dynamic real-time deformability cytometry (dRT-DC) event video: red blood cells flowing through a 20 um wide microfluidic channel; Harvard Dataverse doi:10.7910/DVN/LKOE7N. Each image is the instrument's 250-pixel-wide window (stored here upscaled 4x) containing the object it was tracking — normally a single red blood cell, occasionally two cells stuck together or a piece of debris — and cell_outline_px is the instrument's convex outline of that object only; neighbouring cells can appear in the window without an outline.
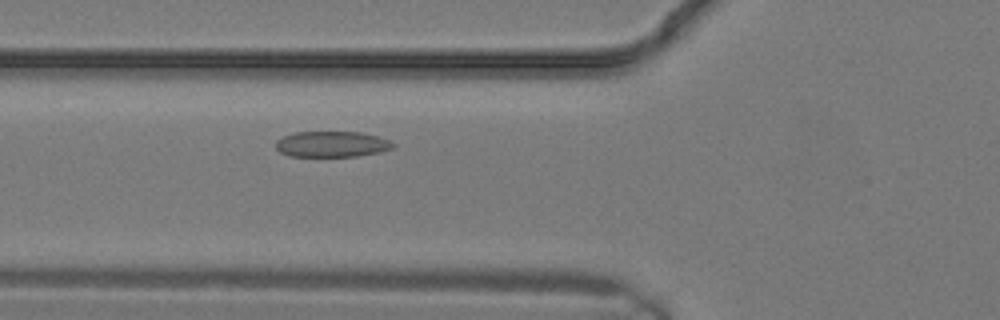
{"species": "common noctule bat (a hibernating species)", "species_latin": "Nyctalus noctula", "temperature_condition": "warm", "stored_images_in_passage": 2, "camera_frame_rate_fps": 3000, "um_per_image_px": 0.085, "animal": {"sex": "male", "body_mass_g": 19.2, "forearm_length_mm": 51.8}, "frame": {"image": 1, "passage_image": 2, "time_ms": 0.333, "image_size_px": [1000, 320], "cell_outline_px": [[396, 144], [392, 148], [380, 152], [356, 156], [288, 156], [280, 152], [276, 148], [276, 140], [284, 136], [296, 132], [360, 132], [376, 136], [388, 140]], "centroid_in_image_um": [28.19, 12.25], "position_along_channel_um": 97.6, "area_um2": 17.51}}